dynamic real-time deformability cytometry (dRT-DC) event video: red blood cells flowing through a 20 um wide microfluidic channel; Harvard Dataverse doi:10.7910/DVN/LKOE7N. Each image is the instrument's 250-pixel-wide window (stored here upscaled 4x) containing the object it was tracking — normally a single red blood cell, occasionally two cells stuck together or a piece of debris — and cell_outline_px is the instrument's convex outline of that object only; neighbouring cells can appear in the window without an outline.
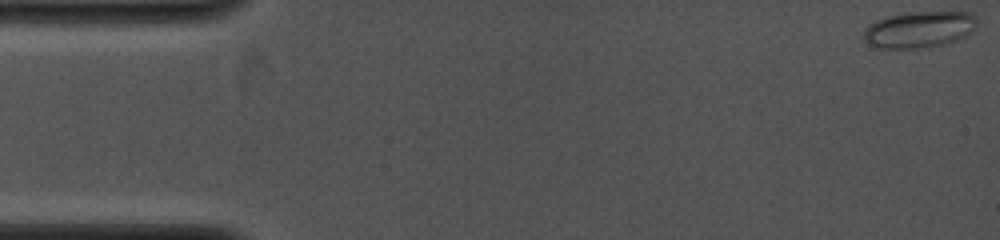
{"species": "common noctule bat (a hibernating species)", "species_latin": "Nyctalus noctula", "temperature_condition": "cold", "stored_images_in_passage": 42, "camera_frame_rate_fps": 4000, "um_per_image_px": 0.085, "animal": {"sex": "female", "body_mass_g": 19.0, "forearm_length_mm": 53.3}, "frame": {"image": 1, "passage_image": 1, "time_ms": 0.0, "image_size_px": [1000, 240], "cell_outline_px": [[976, 24], [972, 32], [956, 40], [944, 44], [924, 48], [880, 48], [868, 44], [864, 40], [864, 28], [868, 24], [884, 16], [908, 12], [972, 12], [976, 16]], "centroid_in_image_um": [78.11, 2.5], "position_along_channel_um": 6.9, "area_um2": 24.28}}
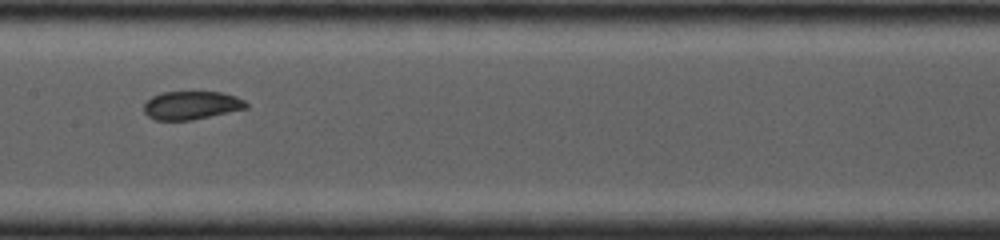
{"frame": {"image": 2, "passage_image": 23, "time_ms": 7.25, "image_size_px": [1000, 240], "cell_outline_px": [[248, 108], [192, 120], [156, 120], [148, 116], [144, 112], [144, 104], [152, 96], [160, 92], [224, 92], [236, 96], [244, 100], [248, 104]], "centroid_in_image_um": [16.28, 8.94], "position_along_channel_um": 191.1, "area_um2": 16.94}}
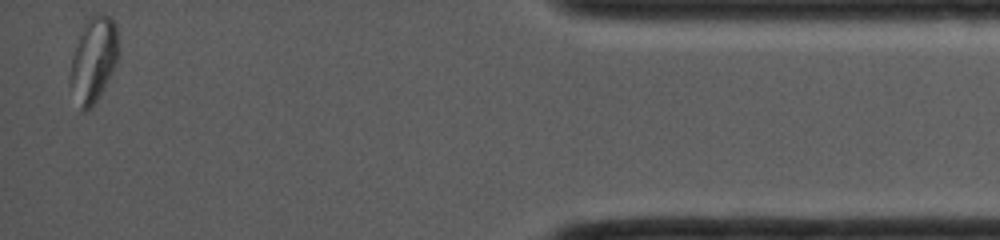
{"frame": {"image": 3, "passage_image": 42, "time_ms": 14.0, "image_size_px": [1000, 240], "cell_outline_px": [[120, 56], [108, 80], [96, 100], [84, 112], [80, 112], [68, 84], [68, 76], [72, 56], [84, 24], [92, 16], [100, 12], [104, 12], [116, 24]], "centroid_in_image_um": [7.94, 5.08], "position_along_channel_um": 427.3, "area_um2": 24.22}}